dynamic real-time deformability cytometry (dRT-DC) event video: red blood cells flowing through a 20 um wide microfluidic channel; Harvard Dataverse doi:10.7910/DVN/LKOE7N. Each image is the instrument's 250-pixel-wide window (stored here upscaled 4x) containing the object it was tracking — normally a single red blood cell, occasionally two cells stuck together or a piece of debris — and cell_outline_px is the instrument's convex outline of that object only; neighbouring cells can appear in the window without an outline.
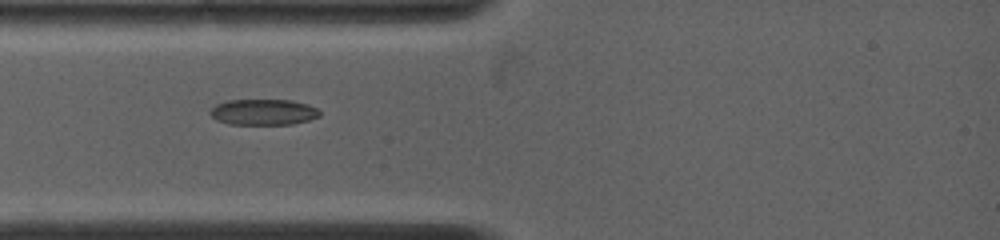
{"species": "common noctule bat (a hibernating species)", "species_latin": "Nyctalus noctula", "temperature_condition": "warm", "stored_images_in_passage": 67, "camera_frame_rate_fps": 5000, "um_per_image_px": 0.085, "animal": {"sex": "female", "body_mass_g": 19.0, "forearm_length_mm": 53.3}, "frame": {"image": 1, "passage_image": 1, "time_ms": 0.0, "image_size_px": [1000, 240], "cell_outline_px": [[320, 116], [308, 120], [292, 124], [228, 124], [216, 120], [208, 112], [216, 104], [228, 100], [292, 100], [308, 104], [316, 108], [320, 112]], "centroid_in_image_um": [22.37, 9.52], "position_along_channel_um": 62.6, "area_um2": 16.53}}
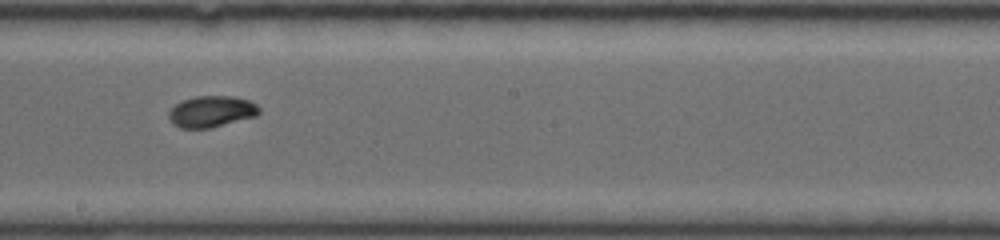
{"frame": {"image": 2, "passage_image": 22, "time_ms": 4.2, "image_size_px": [1000, 240], "cell_outline_px": [[260, 112], [256, 116], [208, 128], [180, 128], [172, 124], [168, 120], [168, 112], [176, 104], [184, 100], [196, 96], [236, 96], [248, 100], [256, 104], [260, 108]], "centroid_in_image_um": [17.96, 9.48], "position_along_channel_um": 230.2, "area_um2": 16.47}}
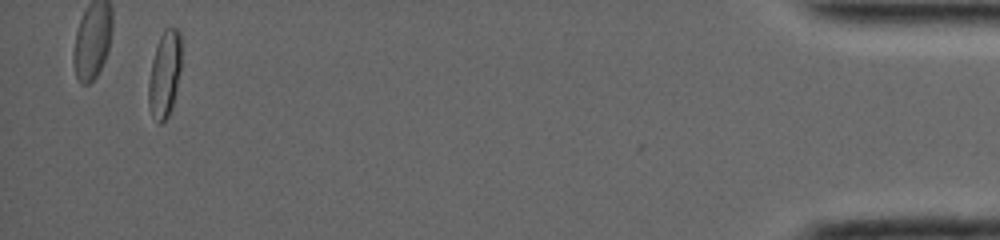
{"frame": {"image": 3, "passage_image": 60, "time_ms": 11.8, "image_size_px": [1000, 240], "cell_outline_px": [[180, 68], [176, 88], [172, 104], [168, 116], [160, 124], [156, 124], [152, 116], [148, 104], [148, 80], [152, 60], [160, 36], [164, 28], [176, 28], [180, 32]], "centroid_in_image_um": [13.96, 6.33], "position_along_channel_um": 421.2, "area_um2": 16.36}}